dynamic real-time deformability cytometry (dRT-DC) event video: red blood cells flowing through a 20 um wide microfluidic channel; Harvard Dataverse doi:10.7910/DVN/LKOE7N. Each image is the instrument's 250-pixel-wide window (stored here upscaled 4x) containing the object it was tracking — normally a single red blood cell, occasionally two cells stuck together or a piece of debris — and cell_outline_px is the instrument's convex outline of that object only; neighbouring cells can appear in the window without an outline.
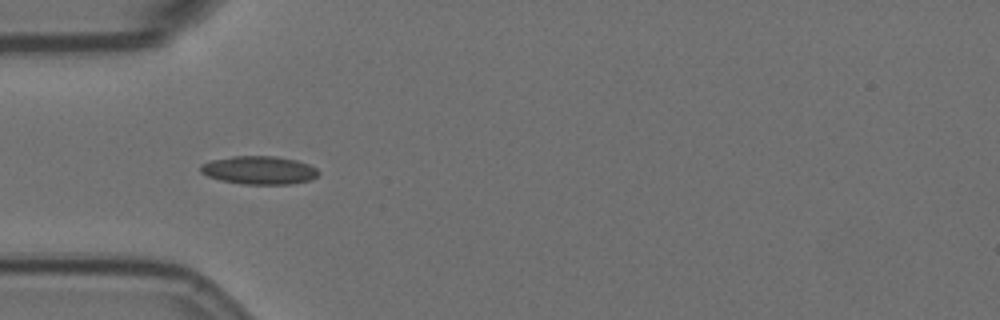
{"species": "Egyptian fruit bat (a non-hibernating species)", "species_latin": "Rousettus aegyptiacus", "temperature_condition": "room temperature", "stored_images_in_passage": 5, "camera_frame_rate_fps": 3000, "um_per_image_px": 0.085, "animal": {"sex": "female"}, "frame": {"image": 1, "passage_image": 4, "time_ms": 4.333, "image_size_px": [1000, 320], "cell_outline_px": [[320, 172], [312, 180], [292, 184], [244, 184], [220, 180], [208, 176], [200, 172], [200, 164], [212, 160], [232, 156], [276, 156], [296, 160], [308, 164], [316, 168]], "centroid_in_image_um": [22.03, 14.46], "position_along_channel_um": 63.0, "area_um2": 19.48}}
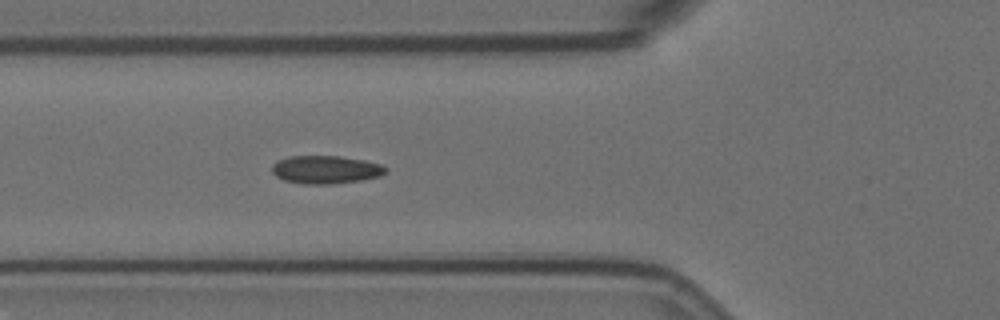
{"frame": {"image": 2, "passage_image": 5, "time_ms": 5.333, "image_size_px": [1000, 320], "cell_outline_px": [[388, 172], [380, 176], [360, 180], [332, 184], [300, 184], [284, 180], [276, 176], [272, 172], [272, 164], [276, 160], [288, 156], [340, 156], [364, 160], [384, 164], [388, 168]], "centroid_in_image_um": [27.7, 14.41], "position_along_channel_um": 98.1, "area_um2": 18.9}}